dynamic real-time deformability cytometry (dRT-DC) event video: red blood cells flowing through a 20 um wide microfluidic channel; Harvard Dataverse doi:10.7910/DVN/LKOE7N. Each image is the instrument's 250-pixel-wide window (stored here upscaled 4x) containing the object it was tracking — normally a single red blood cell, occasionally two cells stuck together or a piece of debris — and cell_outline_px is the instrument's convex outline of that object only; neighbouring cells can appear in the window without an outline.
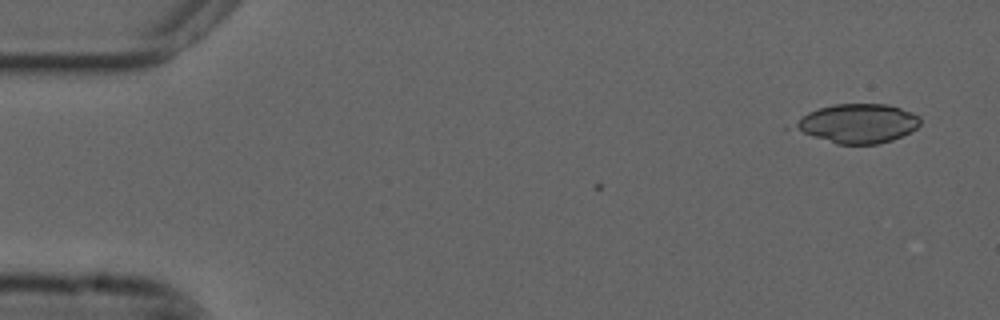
{"species": "common noctule bat (a hibernating species)", "species_latin": "Nyctalus noctula", "temperature_condition": "cold", "stored_images_in_passage": 2, "camera_frame_rate_fps": 3000, "um_per_image_px": 0.085, "animal": {"sex": "male", "forearm_length_mm": 52.5}, "frame": {"image": 1, "passage_image": 2, "time_ms": 0.333, "image_size_px": [1000, 320], "cell_outline_px": [[920, 124], [916, 128], [892, 140], [876, 144], [836, 144], [784, 128], [784, 124], [808, 112], [832, 104], [888, 104], [912, 112], [920, 116]], "centroid_in_image_um": [72.73, 10.49], "position_along_channel_um": 12.3, "area_um2": 29.42}}